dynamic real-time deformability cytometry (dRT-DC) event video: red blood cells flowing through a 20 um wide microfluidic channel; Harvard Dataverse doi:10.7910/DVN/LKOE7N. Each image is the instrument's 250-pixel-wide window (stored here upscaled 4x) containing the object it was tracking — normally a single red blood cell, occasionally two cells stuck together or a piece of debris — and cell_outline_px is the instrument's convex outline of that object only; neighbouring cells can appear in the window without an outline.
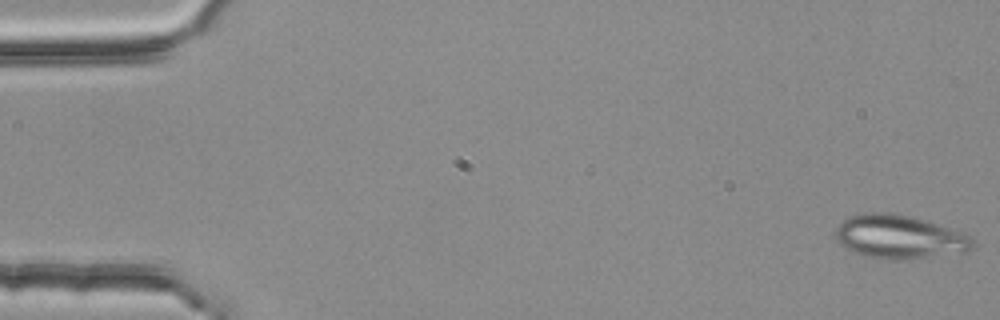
{"species": "common noctule bat (a hibernating species)", "species_latin": "Nyctalus noctula", "temperature_condition": "room temperature", "stored_images_in_passage": 5, "camera_frame_rate_fps": 3000, "um_per_image_px": 0.085, "animal": {"sex": "female", "body_mass_g": 25.1}, "frame": {"image": 1, "passage_image": 1, "time_ms": 0.0, "image_size_px": [1000, 320], "cell_outline_px": [[976, 244], [968, 252], [924, 256], [864, 256], [844, 248], [836, 240], [836, 228], [844, 220], [852, 216], [864, 212], [888, 212], [912, 216], [964, 232]], "centroid_in_image_um": [76.45, 20.07], "position_along_channel_um": 8.5, "area_um2": 33.81}}